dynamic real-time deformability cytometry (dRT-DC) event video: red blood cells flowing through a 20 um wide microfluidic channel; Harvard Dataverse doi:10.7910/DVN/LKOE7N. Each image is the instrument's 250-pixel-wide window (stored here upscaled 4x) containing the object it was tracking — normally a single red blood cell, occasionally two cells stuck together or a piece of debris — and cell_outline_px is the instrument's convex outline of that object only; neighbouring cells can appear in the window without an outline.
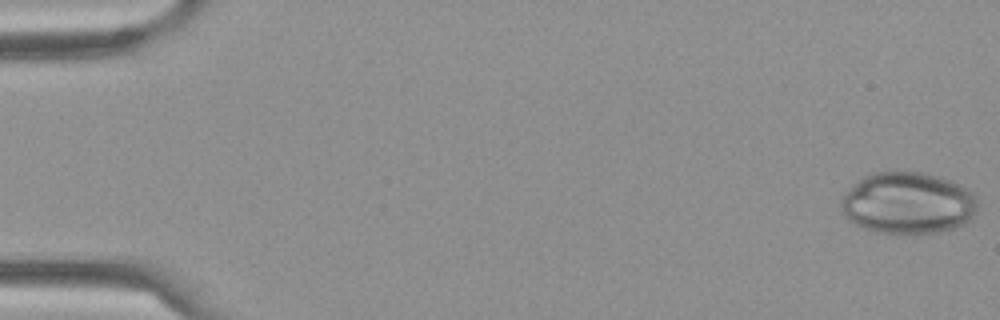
{"species": "Egyptian fruit bat (a non-hibernating species)", "species_latin": "Rousettus aegyptiacus", "temperature_condition": "cold", "stored_images_in_passage": 59, "camera_frame_rate_fps": 3000, "um_per_image_px": 0.085, "frame": {"image": 1, "passage_image": 1, "time_ms": 0.0, "image_size_px": [1000, 320], "cell_outline_px": [[976, 212], [968, 220], [952, 228], [936, 232], [896, 236], [876, 232], [860, 228], [848, 220], [844, 216], [840, 204], [848, 188], [852, 184], [864, 176], [872, 172], [924, 172], [948, 180], [972, 192], [976, 196]], "centroid_in_image_um": [77.1, 17.29], "position_along_channel_um": 7.9, "area_um2": 49.42}}
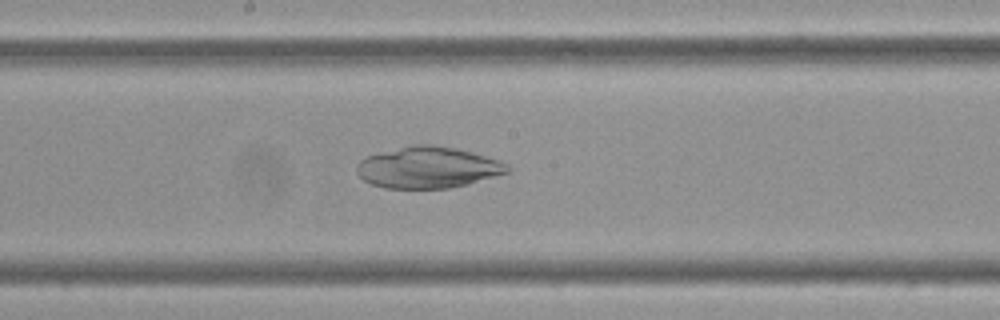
{"frame": {"image": 2, "passage_image": 32, "time_ms": 10.333, "image_size_px": [1000, 320], "cell_outline_px": [[512, 168], [508, 172], [468, 184], [448, 188], [384, 188], [372, 184], [364, 180], [356, 172], [356, 164], [360, 160], [368, 156], [380, 152], [416, 144], [432, 144], [456, 148], [472, 152], [508, 164]], "centroid_in_image_um": [36.36, 14.23], "position_along_channel_um": 211.8, "area_um2": 36.13}}
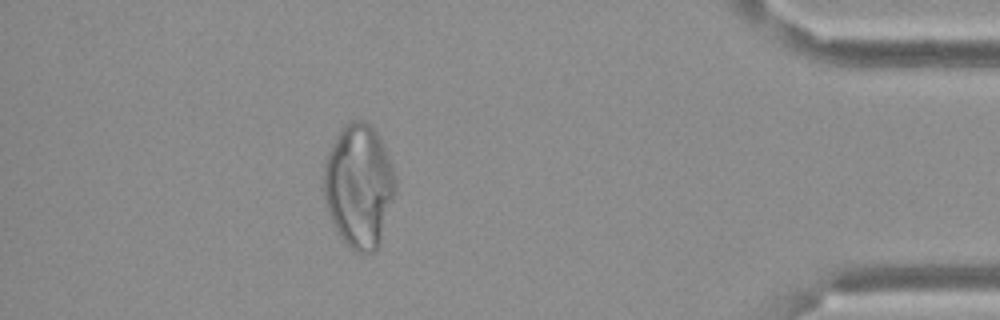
{"frame": {"image": 3, "passage_image": 53, "time_ms": 17.333, "image_size_px": [1000, 320], "cell_outline_px": [[396, 192], [376, 252], [356, 252], [340, 236], [332, 224], [328, 212], [324, 196], [324, 168], [328, 152], [340, 128], [344, 124], [352, 120], [368, 120], [376, 132], [392, 164], [396, 180]], "centroid_in_image_um": [30.51, 15.78], "position_along_channel_um": 404.7, "area_um2": 51.5}}